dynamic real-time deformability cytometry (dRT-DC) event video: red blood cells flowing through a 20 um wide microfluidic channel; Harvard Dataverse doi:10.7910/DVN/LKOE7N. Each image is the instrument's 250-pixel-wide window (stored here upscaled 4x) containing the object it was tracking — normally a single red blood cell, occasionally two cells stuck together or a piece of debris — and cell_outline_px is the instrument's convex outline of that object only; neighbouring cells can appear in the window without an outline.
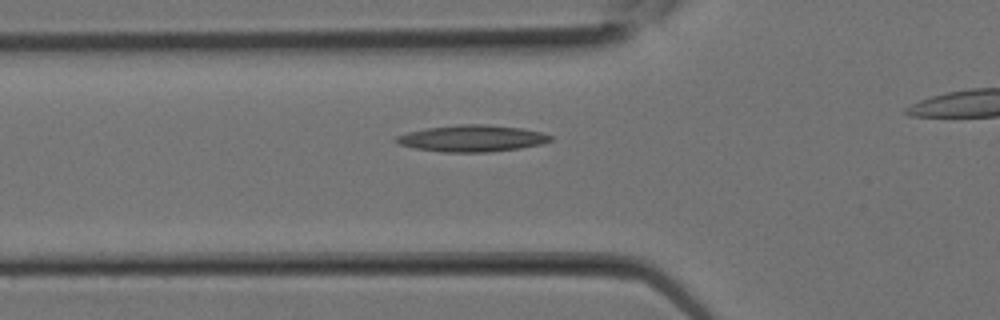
{"species": "Egyptian fruit bat (a non-hibernating species)", "species_latin": "Rousettus aegyptiacus", "temperature_condition": "room temperature", "stored_images_in_passage": 8, "segment_of_instrument_passage": [1, 2], "camera_frame_rate_fps": 3000, "um_per_image_px": 0.085, "animal": {"sex": "female"}, "frame": {"image": 1, "passage_image": 5, "time_ms": 1.333, "image_size_px": [1000, 320], "cell_outline_px": [[552, 140], [540, 144], [520, 148], [488, 152], [440, 152], [416, 148], [400, 144], [396, 140], [396, 136], [408, 132], [428, 128], [460, 124], [484, 124], [520, 128], [544, 132], [552, 136]], "centroid_in_image_um": [40.16, 11.76], "position_along_channel_um": 85.6, "area_um2": 23.7}}
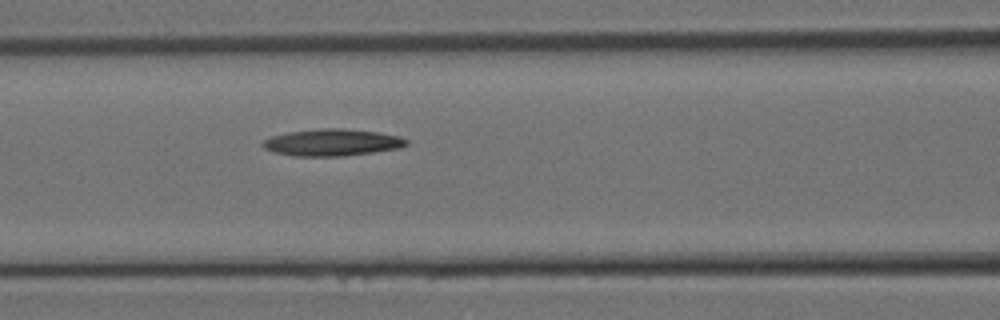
{"frame": {"image": 2, "passage_image": 7, "time_ms": 2.0, "image_size_px": [1000, 320], "cell_outline_px": [[408, 144], [400, 148], [344, 156], [292, 156], [276, 152], [264, 148], [260, 144], [264, 140], [272, 136], [288, 132], [324, 128], [340, 128], [376, 132], [400, 136], [408, 140]], "centroid_in_image_um": [28.23, 12.11], "position_along_channel_um": 138.4, "area_um2": 22.37}}